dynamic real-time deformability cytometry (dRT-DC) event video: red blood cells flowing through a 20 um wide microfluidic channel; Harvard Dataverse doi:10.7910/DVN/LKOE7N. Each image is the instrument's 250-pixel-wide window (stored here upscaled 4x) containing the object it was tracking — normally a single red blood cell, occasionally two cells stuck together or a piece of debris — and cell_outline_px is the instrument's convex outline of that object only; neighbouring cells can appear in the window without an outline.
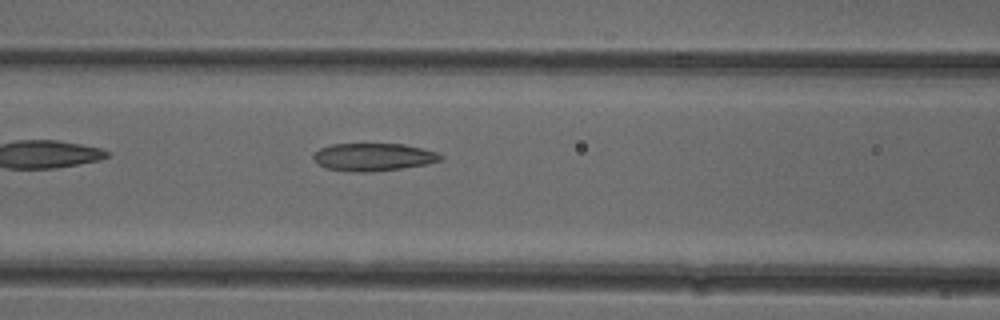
{"species": "common noctule bat (a hibernating species)", "species_latin": "Nyctalus noctula", "temperature_condition": "cold", "stored_images_in_passage": 35, "camera_frame_rate_fps": 3000, "um_per_image_px": 0.085, "animal": {"sex": "female"}, "frame": {"image": 1, "passage_image": 6, "time_ms": 1.667, "image_size_px": [1000, 320], "cell_outline_px": [[444, 160], [428, 164], [372, 172], [348, 172], [324, 168], [316, 164], [312, 156], [320, 148], [332, 144], [404, 144], [436, 152], [444, 156]], "centroid_in_image_um": [31.72, 13.36], "position_along_channel_um": 134.9, "area_um2": 20.75}}
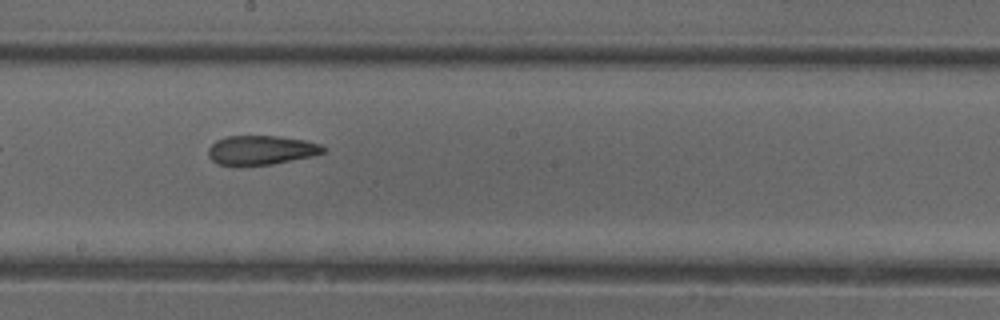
{"frame": {"image": 2, "passage_image": 13, "time_ms": 4.0, "image_size_px": [1000, 320], "cell_outline_px": [[328, 148], [324, 152], [312, 156], [272, 164], [216, 164], [208, 156], [208, 148], [216, 140], [228, 136], [280, 136], [304, 140], [320, 144]], "centroid_in_image_um": [22.22, 12.74], "position_along_channel_um": 226.0, "area_um2": 19.36}}
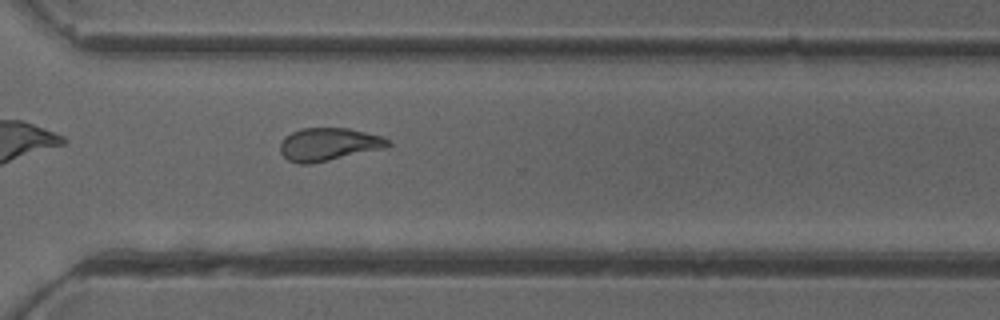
{"frame": {"image": 3, "passage_image": 22, "time_ms": 7.0, "image_size_px": [1000, 320], "cell_outline_px": [[392, 144], [388, 148], [312, 164], [296, 164], [288, 160], [280, 152], [280, 140], [284, 136], [292, 132], [304, 128], [348, 128], [384, 136]], "centroid_in_image_um": [27.96, 12.28], "position_along_channel_um": 342.6, "area_um2": 21.1}, "authors_computed_cell_mechanics": {"area_um2": 20.6346, "velocity_mm_per_s": 3.9061, "shape_relaxation_time_tau1_ms": 9.8952, "shape_relaxation_time_tau2_ms": 1.6113, "deformation_change_tau1": 0.2485, "deformation_change_tau2": 0.093}}